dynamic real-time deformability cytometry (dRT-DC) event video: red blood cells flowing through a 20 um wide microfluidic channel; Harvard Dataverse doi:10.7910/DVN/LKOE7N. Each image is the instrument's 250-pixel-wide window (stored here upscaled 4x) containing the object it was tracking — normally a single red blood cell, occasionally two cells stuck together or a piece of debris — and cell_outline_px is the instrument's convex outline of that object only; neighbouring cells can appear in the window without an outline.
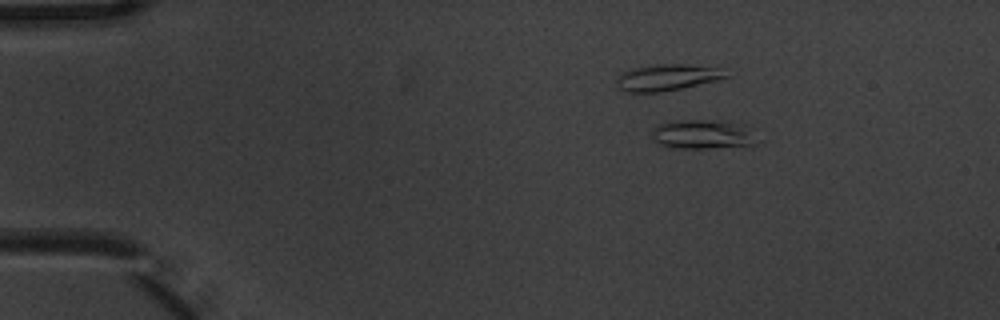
{"species": "common noctule bat (a hibernating species)", "species_latin": "Nyctalus noctula", "temperature_condition": "warm", "stored_images_in_passage": 3, "camera_frame_rate_fps": 3000, "um_per_image_px": 0.085, "animal": {"sex": "male", "body_mass_g": 20.1, "forearm_length_mm": 53.5}, "frame": {"image": 1, "passage_image": 1, "time_ms": 0.0, "image_size_px": [1000, 320], "cell_outline_px": [[756, 144], [708, 148], [672, 148], [660, 144], [652, 140], [652, 128], [660, 124], [672, 120], [728, 120], [748, 124]], "centroid_in_image_um": [59.71, 11.39], "position_along_channel_um": 25.3, "area_um2": 18.21}}